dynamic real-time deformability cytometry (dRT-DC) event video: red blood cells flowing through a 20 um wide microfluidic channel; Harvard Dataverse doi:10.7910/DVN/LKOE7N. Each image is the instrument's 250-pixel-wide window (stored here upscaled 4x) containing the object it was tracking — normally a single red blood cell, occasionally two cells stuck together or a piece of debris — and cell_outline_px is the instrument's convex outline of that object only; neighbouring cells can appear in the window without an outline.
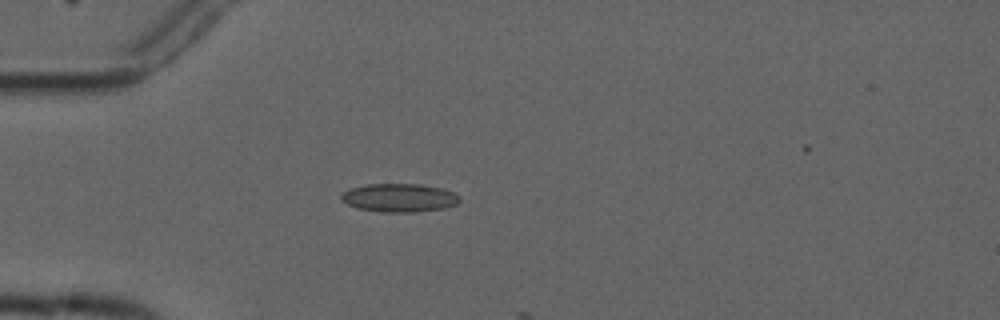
{"species": "common noctule bat (a hibernating species)", "species_latin": "Nyctalus noctula", "temperature_condition": "cold", "stored_images_in_passage": 4, "camera_frame_rate_fps": 3000, "um_per_image_px": 0.085, "animal": {"sex": "male", "forearm_length_mm": 52.5}, "frame": {"image": 1, "passage_image": 3, "time_ms": 2.333, "image_size_px": [1000, 320], "cell_outline_px": [[460, 200], [456, 204], [444, 208], [416, 212], [380, 212], [356, 208], [340, 200], [340, 196], [344, 192], [352, 188], [368, 184], [420, 184], [440, 188], [452, 192], [460, 196]], "centroid_in_image_um": [33.93, 16.82], "position_along_channel_um": 51.1, "area_um2": 19.54}}